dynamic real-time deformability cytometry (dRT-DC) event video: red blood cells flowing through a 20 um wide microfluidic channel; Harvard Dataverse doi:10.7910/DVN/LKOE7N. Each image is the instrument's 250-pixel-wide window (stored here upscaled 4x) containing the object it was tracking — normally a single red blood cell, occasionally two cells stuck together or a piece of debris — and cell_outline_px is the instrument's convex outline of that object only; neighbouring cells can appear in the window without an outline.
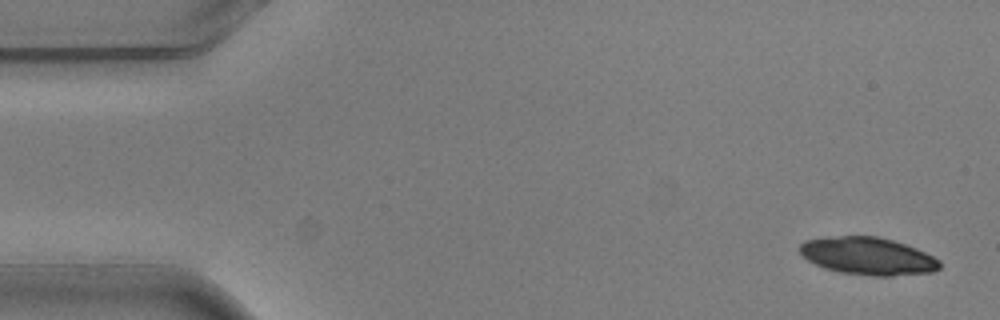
{"species": "common noctule bat (a hibernating species)", "species_latin": "Nyctalus noctula", "temperature_condition": "warm", "stored_images_in_passage": 4, "camera_frame_rate_fps": 3000, "um_per_image_px": 0.085, "animal": {"sex": "male", "body_mass_g": 20.5, "forearm_length_mm": 52.5}, "frame": {"image": 1, "passage_image": 1, "time_ms": 0.0, "image_size_px": [1000, 320], "cell_outline_px": [[940, 268], [932, 272], [892, 276], [872, 276], [840, 272], [824, 268], [808, 260], [800, 252], [800, 244], [804, 240], [824, 236], [880, 236], [916, 248], [940, 260]], "centroid_in_image_um": [73.75, 21.76], "position_along_channel_um": 11.2, "area_um2": 30.69}}